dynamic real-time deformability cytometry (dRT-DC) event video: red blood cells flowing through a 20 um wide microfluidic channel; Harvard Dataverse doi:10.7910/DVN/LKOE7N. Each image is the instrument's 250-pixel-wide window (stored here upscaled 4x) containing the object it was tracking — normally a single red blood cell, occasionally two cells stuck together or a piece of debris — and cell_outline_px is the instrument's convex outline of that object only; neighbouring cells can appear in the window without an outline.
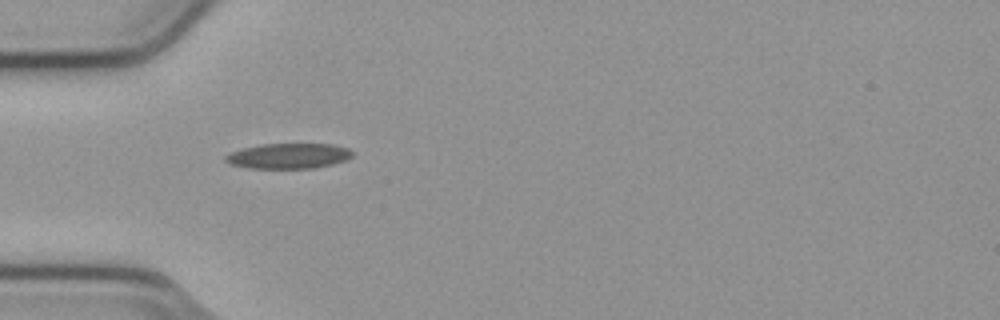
{"species": "common noctule bat (a hibernating species)", "species_latin": "Nyctalus noctula", "temperature_condition": "cold", "stored_images_in_passage": 38, "camera_frame_rate_fps": 3000, "um_per_image_px": 0.085, "animal": {"sex": "male", "body_mass_g": 23.1, "forearm_length_mm": 52.7}, "frame": {"image": 1, "passage_image": 1, "time_ms": 0.0, "image_size_px": [1000, 320], "cell_outline_px": [[352, 156], [348, 160], [332, 164], [312, 168], [248, 168], [232, 164], [224, 160], [224, 156], [232, 152], [244, 148], [264, 144], [332, 144], [348, 148], [352, 152]], "centroid_in_image_um": [24.55, 13.26], "position_along_channel_um": 60.4, "area_um2": 18.55}}
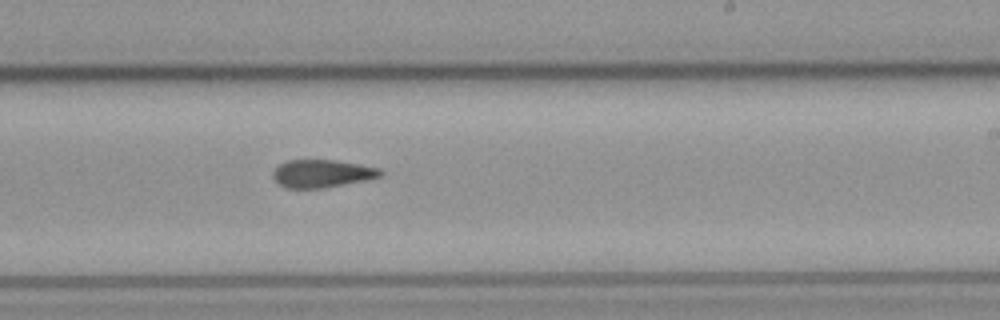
{"frame": {"image": 2, "passage_image": 17, "time_ms": 5.333, "image_size_px": [1000, 320], "cell_outline_px": [[384, 176], [368, 180], [324, 188], [284, 188], [272, 176], [272, 172], [284, 160], [336, 160], [360, 164], [380, 168], [384, 172]], "centroid_in_image_um": [27.42, 14.75], "position_along_channel_um": 261.6, "area_um2": 17.69}}
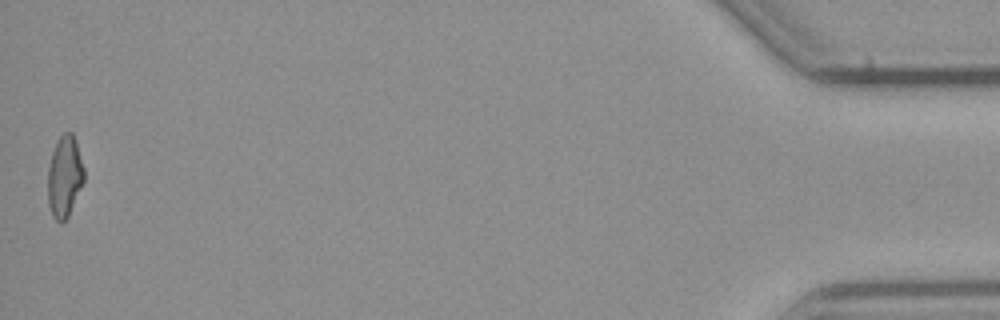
{"frame": {"image": 3, "passage_image": 38, "time_ms": 12.333, "image_size_px": [1000, 320], "cell_outline_px": [[84, 180], [68, 216], [60, 224], [52, 216], [48, 204], [48, 168], [52, 152], [56, 140], [64, 132], [72, 132], [84, 168]], "centroid_in_image_um": [5.47, 15.01], "position_along_channel_um": 429.7, "area_um2": 17.05}, "authors_computed_cell_mechanics": {"area_um2": 17.8024, "velocity_mm_per_s": 3.8157, "shape_relaxation_time_tau1_ms": null, "shape_relaxation_time_tau2_ms": 4.6531, "deformation_change_tau1": null, "deformation_change_tau2": 0.1317}}